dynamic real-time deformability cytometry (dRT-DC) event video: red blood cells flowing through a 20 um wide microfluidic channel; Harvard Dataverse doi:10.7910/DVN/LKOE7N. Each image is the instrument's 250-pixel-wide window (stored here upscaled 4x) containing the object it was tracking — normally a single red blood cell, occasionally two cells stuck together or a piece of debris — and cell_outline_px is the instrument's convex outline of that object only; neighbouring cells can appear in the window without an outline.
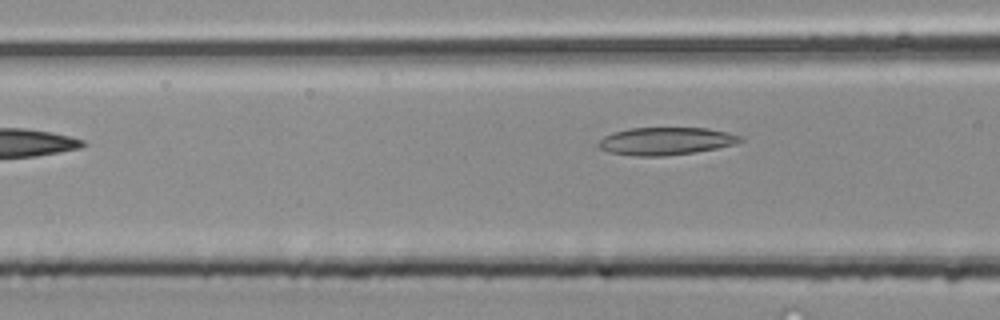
{"species": "common noctule bat (a hibernating species)", "species_latin": "Nyctalus noctula", "temperature_condition": "room temperature", "stored_images_in_passage": 6, "camera_frame_rate_fps": 3000, "um_per_image_px": 0.085, "animal": {"sex": "male", "body_mass_g": 20.4}, "frame": {"image": 1, "passage_image": 6, "time_ms": 1.667, "image_size_px": [1000, 320], "cell_outline_px": [[744, 140], [736, 144], [696, 152], [664, 156], [636, 156], [608, 152], [600, 148], [596, 144], [604, 136], [612, 132], [628, 128], [708, 128], [728, 132], [744, 136]], "centroid_in_image_um": [56.61, 11.99], "position_along_channel_um": 110.0, "area_um2": 23.06}}